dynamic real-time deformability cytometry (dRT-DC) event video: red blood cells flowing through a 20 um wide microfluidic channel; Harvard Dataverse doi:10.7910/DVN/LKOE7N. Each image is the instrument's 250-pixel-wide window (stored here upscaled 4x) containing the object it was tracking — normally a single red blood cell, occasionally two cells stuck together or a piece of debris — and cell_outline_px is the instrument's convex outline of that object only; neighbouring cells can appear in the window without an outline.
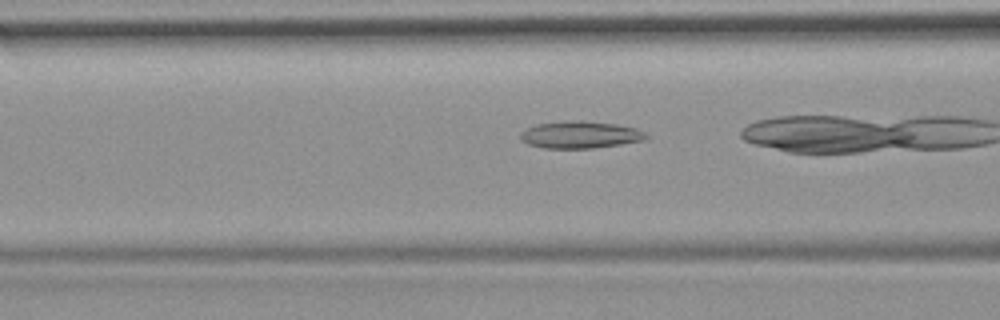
{"species": "common noctule bat (a hibernating species)", "species_latin": "Nyctalus noctula", "temperature_condition": "room temperature", "stored_images_in_passage": 26, "camera_frame_rate_fps": 3000, "um_per_image_px": 0.085, "animal": {"sex": "female", "body_mass_g": 19.9}, "frame": {"image": 1, "passage_image": 5, "time_ms": 1.333, "image_size_px": [1000, 320], "cell_outline_px": [[648, 136], [644, 140], [620, 144], [592, 148], [544, 148], [528, 144], [520, 140], [520, 132], [536, 124], [568, 120], [580, 120], [616, 124], [636, 128], [644, 132]], "centroid_in_image_um": [49.29, 11.45], "position_along_channel_um": 117.3, "area_um2": 19.83}}
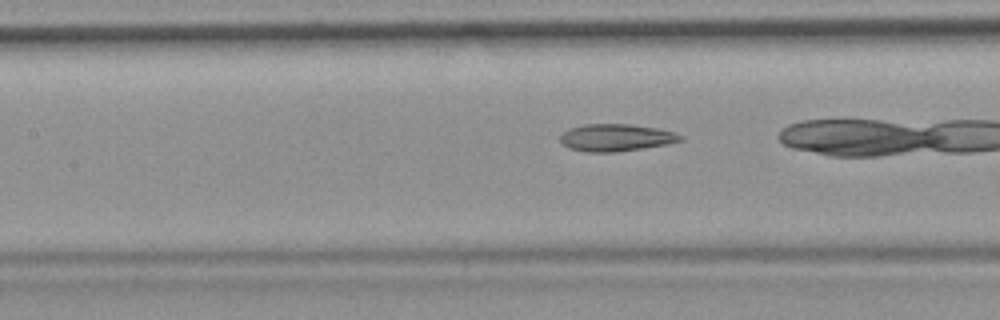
{"frame": {"image": 2, "passage_image": 8, "time_ms": 2.333, "image_size_px": [1000, 320], "cell_outline_px": [[684, 140], [668, 144], [616, 152], [584, 152], [568, 148], [560, 140], [560, 136], [568, 128], [584, 124], [632, 124], [656, 128], [672, 132], [684, 136]], "centroid_in_image_um": [52.35, 11.7], "position_along_channel_um": 155.0, "area_um2": 19.13}}